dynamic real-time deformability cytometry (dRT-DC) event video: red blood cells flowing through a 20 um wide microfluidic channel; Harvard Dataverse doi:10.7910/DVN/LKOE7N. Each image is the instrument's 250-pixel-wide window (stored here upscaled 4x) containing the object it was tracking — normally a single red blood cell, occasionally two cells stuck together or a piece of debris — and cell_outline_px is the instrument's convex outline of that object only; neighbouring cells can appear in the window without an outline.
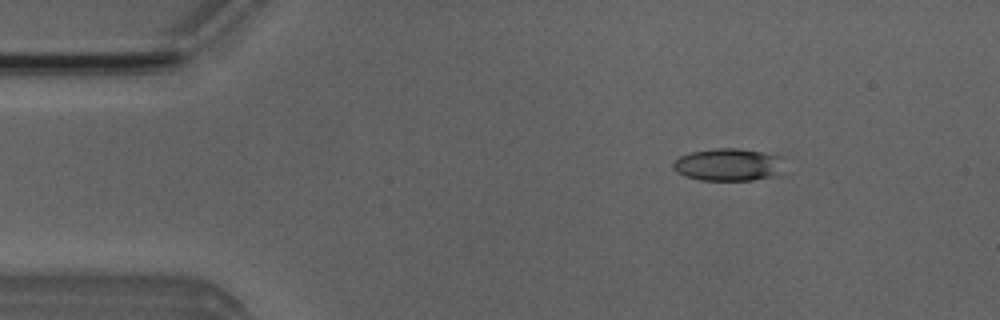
{"species": "Egyptian fruit bat (a non-hibernating species)", "species_latin": "Rousettus aegyptiacus", "temperature_condition": "room temperature", "stored_images_in_passage": 4, "camera_frame_rate_fps": 3000, "um_per_image_px": 0.085, "animal": {"sex": "male"}, "frame": {"image": 1, "passage_image": 2, "time_ms": 1.333, "image_size_px": [1000, 320], "cell_outline_px": [[788, 172], [780, 176], [752, 180], [700, 180], [684, 176], [676, 172], [672, 168], [672, 164], [680, 156], [692, 152], [716, 148], [736, 148], [784, 156]], "centroid_in_image_um": [62.05, 14.01], "position_along_channel_um": 22.9, "area_um2": 21.79}}